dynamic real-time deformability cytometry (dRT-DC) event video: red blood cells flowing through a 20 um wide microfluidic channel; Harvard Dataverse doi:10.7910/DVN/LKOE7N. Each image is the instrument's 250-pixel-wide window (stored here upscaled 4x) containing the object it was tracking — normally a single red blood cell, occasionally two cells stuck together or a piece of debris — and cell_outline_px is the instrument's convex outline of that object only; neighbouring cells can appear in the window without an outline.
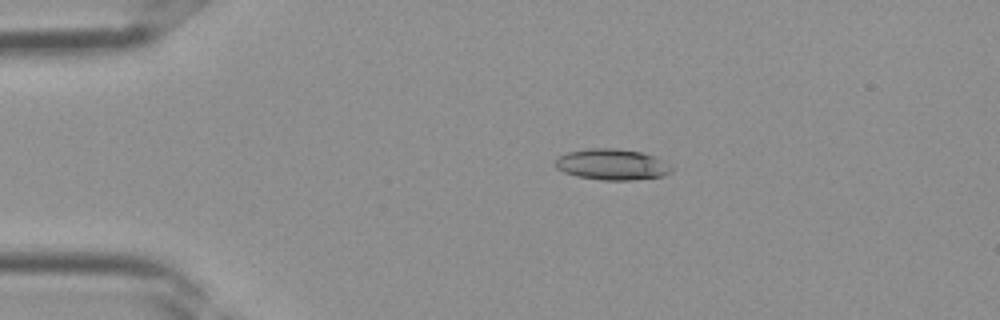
{"species": "Egyptian fruit bat (a non-hibernating species)", "species_latin": "Rousettus aegyptiacus", "temperature_condition": "room temperature", "stored_images_in_passage": 30, "camera_frame_rate_fps": 3000, "um_per_image_px": 0.085, "frame": {"image": 1, "passage_image": 1, "time_ms": 0.0, "image_size_px": [1000, 320], "cell_outline_px": [[672, 172], [664, 176], [632, 180], [604, 180], [576, 176], [564, 172], [556, 168], [556, 156], [568, 152], [588, 148], [616, 148], [644, 152], [660, 160], [672, 168]], "centroid_in_image_um": [51.99, 13.97], "position_along_channel_um": 33.0, "area_um2": 20.98}}
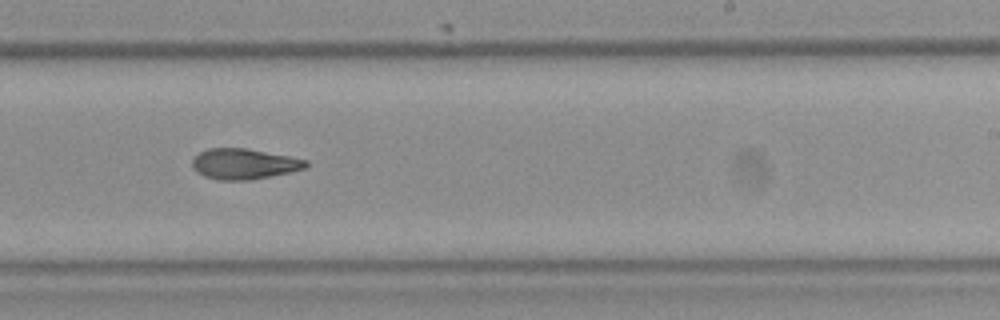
{"frame": {"image": 2, "passage_image": 16, "time_ms": 5.0, "image_size_px": [1000, 320], "cell_outline_px": [[308, 164], [304, 168], [288, 172], [252, 180], [220, 180], [204, 176], [196, 172], [192, 168], [192, 156], [208, 148], [248, 148], [308, 160]], "centroid_in_image_um": [20.68, 13.92], "position_along_channel_um": 268.3, "area_um2": 20.29}}
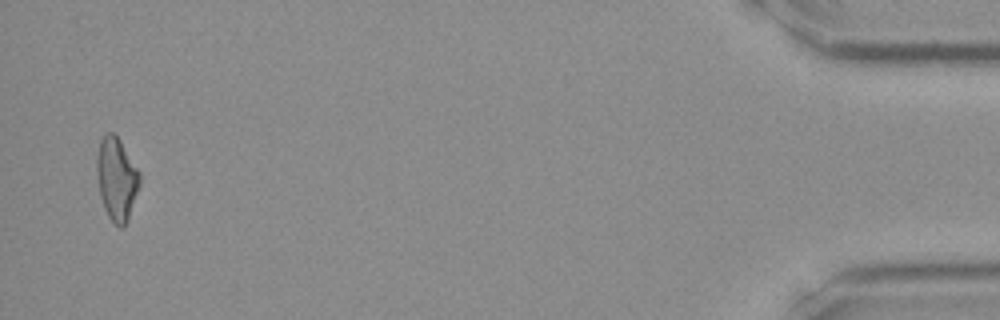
{"frame": {"image": 3, "passage_image": 29, "time_ms": 9.333, "image_size_px": [1000, 320], "cell_outline_px": [[140, 184], [128, 220], [124, 228], [120, 228], [108, 216], [104, 208], [100, 196], [96, 176], [96, 156], [100, 140], [108, 132], [112, 132], [120, 140], [140, 172]], "centroid_in_image_um": [9.9, 15.21], "position_along_channel_um": 425.3, "area_um2": 20.81}}